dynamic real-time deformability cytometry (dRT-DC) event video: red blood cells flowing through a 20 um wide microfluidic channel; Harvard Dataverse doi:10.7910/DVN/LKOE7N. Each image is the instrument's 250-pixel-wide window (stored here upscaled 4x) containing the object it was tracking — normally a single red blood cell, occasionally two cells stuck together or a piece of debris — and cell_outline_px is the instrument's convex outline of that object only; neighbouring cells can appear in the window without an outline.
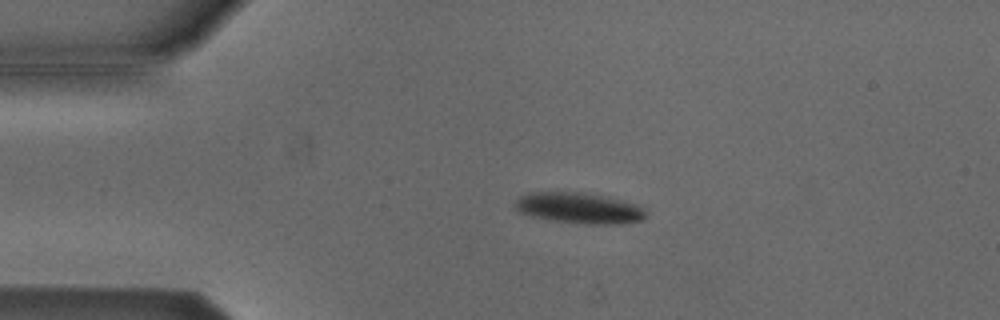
{"species": "Egyptian fruit bat (a non-hibernating species)", "species_latin": "Rousettus aegyptiacus", "temperature_condition": "cold", "stored_images_in_passage": 45, "camera_frame_rate_fps": 3000, "um_per_image_px": 0.085, "animal": {"sex": "male"}, "frame": {"image": 1, "passage_image": 3, "time_ms": 0.667, "image_size_px": [1000, 320], "cell_outline_px": [[648, 216], [640, 220], [620, 224], [584, 224], [552, 220], [532, 216], [520, 212], [512, 204], [520, 196], [528, 192], [576, 192], [600, 196], [620, 200], [636, 204], [644, 208]], "centroid_in_image_um": [49.2, 17.69], "position_along_channel_um": 35.8, "area_um2": 23.35}}
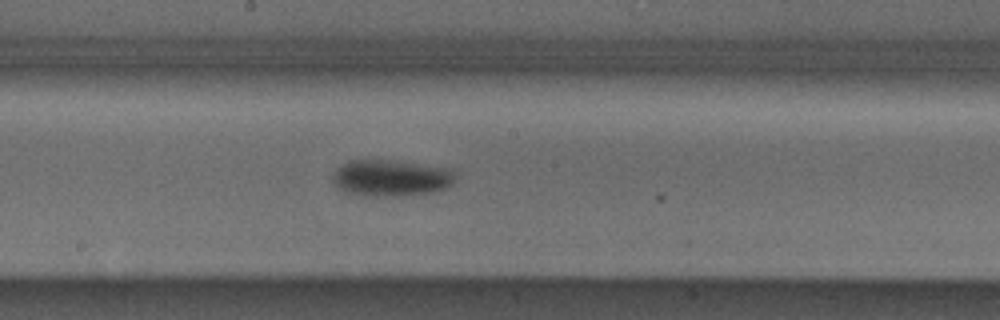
{"frame": {"image": 2, "passage_image": 20, "time_ms": 6.333, "image_size_px": [1000, 320], "cell_outline_px": [[456, 180], [448, 188], [432, 192], [404, 196], [364, 196], [348, 192], [340, 188], [332, 180], [332, 176], [336, 168], [348, 160], [396, 160], [452, 168]], "centroid_in_image_um": [33.28, 15.12], "position_along_channel_um": 214.9, "area_um2": 26.47}}
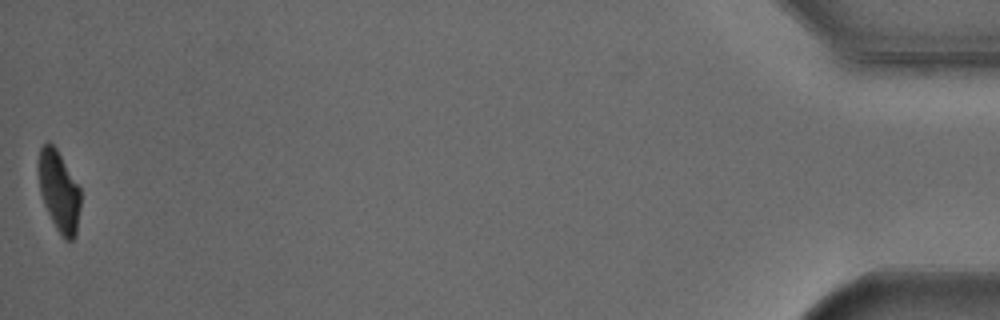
{"frame": {"image": 3, "passage_image": 45, "time_ms": 14.667, "image_size_px": [1000, 320], "cell_outline_px": [[80, 208], [76, 236], [72, 240], [64, 240], [60, 236], [44, 204], [40, 192], [40, 148], [48, 140], [56, 148], [80, 188]], "centroid_in_image_um": [5.05, 16.31], "position_along_channel_um": 430.2, "area_um2": 19.42}, "authors_computed_cell_mechanics": {"area_um2": 24.6806, "velocity_mm_per_s": 3.8119, "shape_relaxation_time_tau1_ms": 2.1151, "shape_relaxation_time_tau2_ms": null, "deformation_change_tau1": 0.1152, "deformation_change_tau2": null}}